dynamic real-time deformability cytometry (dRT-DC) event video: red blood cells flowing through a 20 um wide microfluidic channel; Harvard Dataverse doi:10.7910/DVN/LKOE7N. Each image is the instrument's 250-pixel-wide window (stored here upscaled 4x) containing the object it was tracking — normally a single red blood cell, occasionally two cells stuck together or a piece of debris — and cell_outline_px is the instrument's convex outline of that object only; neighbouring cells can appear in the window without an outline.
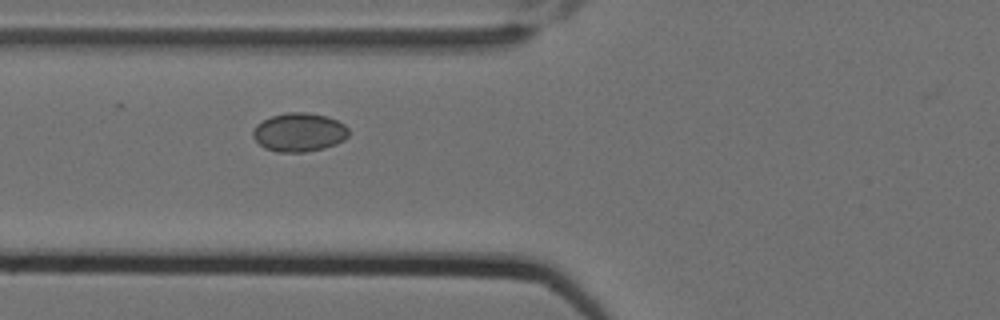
{"species": "Egyptian fruit bat (a non-hibernating species)", "species_latin": "Rousettus aegyptiacus", "temperature_condition": "cold", "stored_images_in_passage": 5, "camera_frame_rate_fps": 3000, "um_per_image_px": 0.085, "animal": {"sex": "female"}, "frame": {"image": 1, "passage_image": 2, "time_ms": 0.333, "image_size_px": [1000, 320], "cell_outline_px": [[348, 136], [344, 140], [336, 144], [324, 148], [304, 152], [276, 152], [264, 148], [252, 136], [252, 132], [256, 124], [272, 116], [288, 112], [304, 112], [328, 116], [344, 124], [348, 128]], "centroid_in_image_um": [25.43, 11.25], "position_along_channel_um": 100.4, "area_um2": 21.62}}
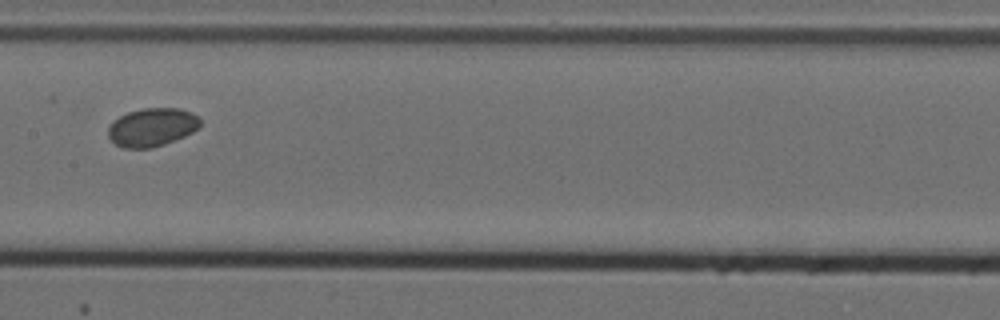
{"frame": {"image": 2, "passage_image": 4, "time_ms": 1.0, "image_size_px": [1000, 320], "cell_outline_px": [[200, 124], [192, 132], [184, 136], [164, 144], [152, 148], [120, 148], [108, 136], [108, 128], [112, 120], [128, 112], [144, 108], [180, 108], [192, 112], [200, 116]], "centroid_in_image_um": [12.91, 10.81], "position_along_channel_um": 194.5, "area_um2": 20.63}}
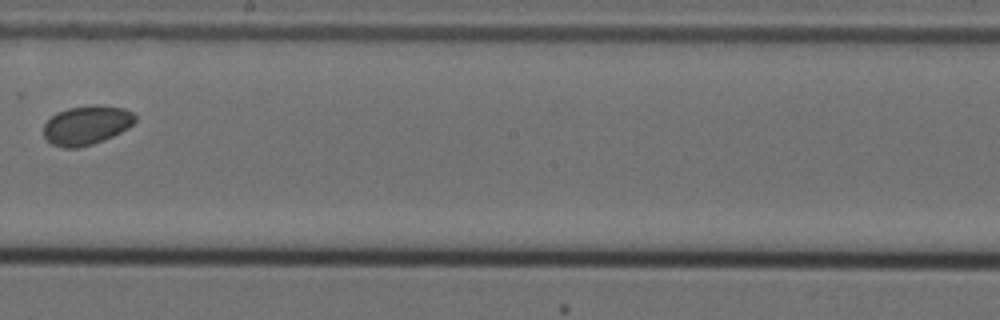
{"frame": {"image": 3, "passage_image": 5, "time_ms": 1.333, "image_size_px": [1000, 320], "cell_outline_px": [[136, 120], [128, 128], [112, 136], [92, 144], [80, 148], [64, 148], [52, 144], [44, 136], [44, 124], [56, 112], [68, 108], [96, 104], [124, 108], [132, 112], [136, 116]], "centroid_in_image_um": [7.36, 10.63], "position_along_channel_um": 240.8, "area_um2": 20.87}}